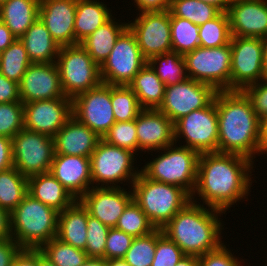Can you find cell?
<instances>
[{"label":"cell","instance_id":"cell-45","mask_svg":"<svg viewBox=\"0 0 267 266\" xmlns=\"http://www.w3.org/2000/svg\"><path fill=\"white\" fill-rule=\"evenodd\" d=\"M185 256L180 247L164 233L156 241L155 255L151 266H175Z\"/></svg>","mask_w":267,"mask_h":266},{"label":"cell","instance_id":"cell-41","mask_svg":"<svg viewBox=\"0 0 267 266\" xmlns=\"http://www.w3.org/2000/svg\"><path fill=\"white\" fill-rule=\"evenodd\" d=\"M115 228L133 237L145 236L156 229L134 200L127 205Z\"/></svg>","mask_w":267,"mask_h":266},{"label":"cell","instance_id":"cell-32","mask_svg":"<svg viewBox=\"0 0 267 266\" xmlns=\"http://www.w3.org/2000/svg\"><path fill=\"white\" fill-rule=\"evenodd\" d=\"M28 194V178L15 167L0 171V207L12 212Z\"/></svg>","mask_w":267,"mask_h":266},{"label":"cell","instance_id":"cell-20","mask_svg":"<svg viewBox=\"0 0 267 266\" xmlns=\"http://www.w3.org/2000/svg\"><path fill=\"white\" fill-rule=\"evenodd\" d=\"M226 12L232 36H267V0H232Z\"/></svg>","mask_w":267,"mask_h":266},{"label":"cell","instance_id":"cell-40","mask_svg":"<svg viewBox=\"0 0 267 266\" xmlns=\"http://www.w3.org/2000/svg\"><path fill=\"white\" fill-rule=\"evenodd\" d=\"M163 234L162 229H155L150 234L134 237L124 260L130 266H151L156 249V241Z\"/></svg>","mask_w":267,"mask_h":266},{"label":"cell","instance_id":"cell-50","mask_svg":"<svg viewBox=\"0 0 267 266\" xmlns=\"http://www.w3.org/2000/svg\"><path fill=\"white\" fill-rule=\"evenodd\" d=\"M22 248L12 239L0 240V266H12Z\"/></svg>","mask_w":267,"mask_h":266},{"label":"cell","instance_id":"cell-28","mask_svg":"<svg viewBox=\"0 0 267 266\" xmlns=\"http://www.w3.org/2000/svg\"><path fill=\"white\" fill-rule=\"evenodd\" d=\"M99 0H77L74 22L75 45L80 44L113 16L107 4Z\"/></svg>","mask_w":267,"mask_h":266},{"label":"cell","instance_id":"cell-24","mask_svg":"<svg viewBox=\"0 0 267 266\" xmlns=\"http://www.w3.org/2000/svg\"><path fill=\"white\" fill-rule=\"evenodd\" d=\"M53 139L55 154L90 158L102 138L72 116Z\"/></svg>","mask_w":267,"mask_h":266},{"label":"cell","instance_id":"cell-52","mask_svg":"<svg viewBox=\"0 0 267 266\" xmlns=\"http://www.w3.org/2000/svg\"><path fill=\"white\" fill-rule=\"evenodd\" d=\"M13 165L12 140L4 136H0V171L7 170Z\"/></svg>","mask_w":267,"mask_h":266},{"label":"cell","instance_id":"cell-17","mask_svg":"<svg viewBox=\"0 0 267 266\" xmlns=\"http://www.w3.org/2000/svg\"><path fill=\"white\" fill-rule=\"evenodd\" d=\"M23 105L24 128L50 137L73 116L71 98L36 100Z\"/></svg>","mask_w":267,"mask_h":266},{"label":"cell","instance_id":"cell-62","mask_svg":"<svg viewBox=\"0 0 267 266\" xmlns=\"http://www.w3.org/2000/svg\"><path fill=\"white\" fill-rule=\"evenodd\" d=\"M39 266H56L39 251Z\"/></svg>","mask_w":267,"mask_h":266},{"label":"cell","instance_id":"cell-15","mask_svg":"<svg viewBox=\"0 0 267 266\" xmlns=\"http://www.w3.org/2000/svg\"><path fill=\"white\" fill-rule=\"evenodd\" d=\"M72 114L103 138L116 122L111 104V85L101 83L98 87L75 96L72 99Z\"/></svg>","mask_w":267,"mask_h":266},{"label":"cell","instance_id":"cell-35","mask_svg":"<svg viewBox=\"0 0 267 266\" xmlns=\"http://www.w3.org/2000/svg\"><path fill=\"white\" fill-rule=\"evenodd\" d=\"M172 51L181 55L200 46L199 26L170 12Z\"/></svg>","mask_w":267,"mask_h":266},{"label":"cell","instance_id":"cell-54","mask_svg":"<svg viewBox=\"0 0 267 266\" xmlns=\"http://www.w3.org/2000/svg\"><path fill=\"white\" fill-rule=\"evenodd\" d=\"M12 238L10 212L0 207V240Z\"/></svg>","mask_w":267,"mask_h":266},{"label":"cell","instance_id":"cell-21","mask_svg":"<svg viewBox=\"0 0 267 266\" xmlns=\"http://www.w3.org/2000/svg\"><path fill=\"white\" fill-rule=\"evenodd\" d=\"M138 153H153L175 143L174 123L158 109H142L136 118Z\"/></svg>","mask_w":267,"mask_h":266},{"label":"cell","instance_id":"cell-29","mask_svg":"<svg viewBox=\"0 0 267 266\" xmlns=\"http://www.w3.org/2000/svg\"><path fill=\"white\" fill-rule=\"evenodd\" d=\"M116 21L113 15L80 43L99 67L109 56L119 36L128 28V23Z\"/></svg>","mask_w":267,"mask_h":266},{"label":"cell","instance_id":"cell-61","mask_svg":"<svg viewBox=\"0 0 267 266\" xmlns=\"http://www.w3.org/2000/svg\"><path fill=\"white\" fill-rule=\"evenodd\" d=\"M107 266H130L124 259H109Z\"/></svg>","mask_w":267,"mask_h":266},{"label":"cell","instance_id":"cell-23","mask_svg":"<svg viewBox=\"0 0 267 266\" xmlns=\"http://www.w3.org/2000/svg\"><path fill=\"white\" fill-rule=\"evenodd\" d=\"M49 172L76 200L92 187L89 157L55 154Z\"/></svg>","mask_w":267,"mask_h":266},{"label":"cell","instance_id":"cell-48","mask_svg":"<svg viewBox=\"0 0 267 266\" xmlns=\"http://www.w3.org/2000/svg\"><path fill=\"white\" fill-rule=\"evenodd\" d=\"M242 92L250 100L253 110L260 119L267 116V78L245 87Z\"/></svg>","mask_w":267,"mask_h":266},{"label":"cell","instance_id":"cell-49","mask_svg":"<svg viewBox=\"0 0 267 266\" xmlns=\"http://www.w3.org/2000/svg\"><path fill=\"white\" fill-rule=\"evenodd\" d=\"M21 102L19 83L0 73V103Z\"/></svg>","mask_w":267,"mask_h":266},{"label":"cell","instance_id":"cell-26","mask_svg":"<svg viewBox=\"0 0 267 266\" xmlns=\"http://www.w3.org/2000/svg\"><path fill=\"white\" fill-rule=\"evenodd\" d=\"M28 194L58 212L70 207L76 201L50 172L28 177Z\"/></svg>","mask_w":267,"mask_h":266},{"label":"cell","instance_id":"cell-27","mask_svg":"<svg viewBox=\"0 0 267 266\" xmlns=\"http://www.w3.org/2000/svg\"><path fill=\"white\" fill-rule=\"evenodd\" d=\"M32 63L56 62L60 46L38 17L20 38Z\"/></svg>","mask_w":267,"mask_h":266},{"label":"cell","instance_id":"cell-8","mask_svg":"<svg viewBox=\"0 0 267 266\" xmlns=\"http://www.w3.org/2000/svg\"><path fill=\"white\" fill-rule=\"evenodd\" d=\"M56 64L62 90L68 98L73 99L102 83L100 67L81 44L60 47Z\"/></svg>","mask_w":267,"mask_h":266},{"label":"cell","instance_id":"cell-22","mask_svg":"<svg viewBox=\"0 0 267 266\" xmlns=\"http://www.w3.org/2000/svg\"><path fill=\"white\" fill-rule=\"evenodd\" d=\"M77 0H40L39 18L60 46L75 45Z\"/></svg>","mask_w":267,"mask_h":266},{"label":"cell","instance_id":"cell-3","mask_svg":"<svg viewBox=\"0 0 267 266\" xmlns=\"http://www.w3.org/2000/svg\"><path fill=\"white\" fill-rule=\"evenodd\" d=\"M223 214L225 213L220 210L191 200L162 228V231L185 255L199 257L225 243L222 241L225 224L223 219L219 218Z\"/></svg>","mask_w":267,"mask_h":266},{"label":"cell","instance_id":"cell-39","mask_svg":"<svg viewBox=\"0 0 267 266\" xmlns=\"http://www.w3.org/2000/svg\"><path fill=\"white\" fill-rule=\"evenodd\" d=\"M111 104L116 122L135 120L142 110L137 96L126 85H111Z\"/></svg>","mask_w":267,"mask_h":266},{"label":"cell","instance_id":"cell-60","mask_svg":"<svg viewBox=\"0 0 267 266\" xmlns=\"http://www.w3.org/2000/svg\"><path fill=\"white\" fill-rule=\"evenodd\" d=\"M262 45H263L264 70L267 75V36L262 38Z\"/></svg>","mask_w":267,"mask_h":266},{"label":"cell","instance_id":"cell-2","mask_svg":"<svg viewBox=\"0 0 267 266\" xmlns=\"http://www.w3.org/2000/svg\"><path fill=\"white\" fill-rule=\"evenodd\" d=\"M219 153L237 154L255 162L260 156V118L242 91H217Z\"/></svg>","mask_w":267,"mask_h":266},{"label":"cell","instance_id":"cell-42","mask_svg":"<svg viewBox=\"0 0 267 266\" xmlns=\"http://www.w3.org/2000/svg\"><path fill=\"white\" fill-rule=\"evenodd\" d=\"M102 140L110 145L129 150L138 156L136 119L115 122L103 136Z\"/></svg>","mask_w":267,"mask_h":266},{"label":"cell","instance_id":"cell-38","mask_svg":"<svg viewBox=\"0 0 267 266\" xmlns=\"http://www.w3.org/2000/svg\"><path fill=\"white\" fill-rule=\"evenodd\" d=\"M230 24L227 12H221L217 17L199 26L200 47H220L230 43Z\"/></svg>","mask_w":267,"mask_h":266},{"label":"cell","instance_id":"cell-53","mask_svg":"<svg viewBox=\"0 0 267 266\" xmlns=\"http://www.w3.org/2000/svg\"><path fill=\"white\" fill-rule=\"evenodd\" d=\"M12 266H39V250L22 249L13 260Z\"/></svg>","mask_w":267,"mask_h":266},{"label":"cell","instance_id":"cell-46","mask_svg":"<svg viewBox=\"0 0 267 266\" xmlns=\"http://www.w3.org/2000/svg\"><path fill=\"white\" fill-rule=\"evenodd\" d=\"M133 239V236L115 227L110 228L106 239L105 259H123Z\"/></svg>","mask_w":267,"mask_h":266},{"label":"cell","instance_id":"cell-12","mask_svg":"<svg viewBox=\"0 0 267 266\" xmlns=\"http://www.w3.org/2000/svg\"><path fill=\"white\" fill-rule=\"evenodd\" d=\"M146 63L134 34L127 28L100 66L101 81L107 85L128 86Z\"/></svg>","mask_w":267,"mask_h":266},{"label":"cell","instance_id":"cell-19","mask_svg":"<svg viewBox=\"0 0 267 266\" xmlns=\"http://www.w3.org/2000/svg\"><path fill=\"white\" fill-rule=\"evenodd\" d=\"M21 102L68 98L60 82L56 62L31 63L19 83Z\"/></svg>","mask_w":267,"mask_h":266},{"label":"cell","instance_id":"cell-1","mask_svg":"<svg viewBox=\"0 0 267 266\" xmlns=\"http://www.w3.org/2000/svg\"><path fill=\"white\" fill-rule=\"evenodd\" d=\"M253 165V161L237 154L201 153L191 200L198 204H201L202 200V205L226 213L232 205L235 207L237 202L249 200L250 189L254 183L251 177Z\"/></svg>","mask_w":267,"mask_h":266},{"label":"cell","instance_id":"cell-51","mask_svg":"<svg viewBox=\"0 0 267 266\" xmlns=\"http://www.w3.org/2000/svg\"><path fill=\"white\" fill-rule=\"evenodd\" d=\"M133 3L139 14V12L169 11L171 0H134Z\"/></svg>","mask_w":267,"mask_h":266},{"label":"cell","instance_id":"cell-34","mask_svg":"<svg viewBox=\"0 0 267 266\" xmlns=\"http://www.w3.org/2000/svg\"><path fill=\"white\" fill-rule=\"evenodd\" d=\"M31 60L24 44L16 39L8 48L0 53V73L17 83L21 82Z\"/></svg>","mask_w":267,"mask_h":266},{"label":"cell","instance_id":"cell-47","mask_svg":"<svg viewBox=\"0 0 267 266\" xmlns=\"http://www.w3.org/2000/svg\"><path fill=\"white\" fill-rule=\"evenodd\" d=\"M239 258L236 255L234 256L231 249H228L223 243L216 250L199 256V266H244L242 264L246 262H244V259Z\"/></svg>","mask_w":267,"mask_h":266},{"label":"cell","instance_id":"cell-6","mask_svg":"<svg viewBox=\"0 0 267 266\" xmlns=\"http://www.w3.org/2000/svg\"><path fill=\"white\" fill-rule=\"evenodd\" d=\"M178 145L173 143L157 150L156 153L159 152L160 155H155L156 158L144 163L145 165L140 168L141 173L149 179L179 186L191 196L196 186L200 154Z\"/></svg>","mask_w":267,"mask_h":266},{"label":"cell","instance_id":"cell-59","mask_svg":"<svg viewBox=\"0 0 267 266\" xmlns=\"http://www.w3.org/2000/svg\"><path fill=\"white\" fill-rule=\"evenodd\" d=\"M80 266H107V260L105 258L88 257Z\"/></svg>","mask_w":267,"mask_h":266},{"label":"cell","instance_id":"cell-25","mask_svg":"<svg viewBox=\"0 0 267 266\" xmlns=\"http://www.w3.org/2000/svg\"><path fill=\"white\" fill-rule=\"evenodd\" d=\"M88 211L76 200L58 214L56 237L75 248L85 250L87 243Z\"/></svg>","mask_w":267,"mask_h":266},{"label":"cell","instance_id":"cell-33","mask_svg":"<svg viewBox=\"0 0 267 266\" xmlns=\"http://www.w3.org/2000/svg\"><path fill=\"white\" fill-rule=\"evenodd\" d=\"M165 86L183 82L188 78L183 55L170 51L147 60Z\"/></svg>","mask_w":267,"mask_h":266},{"label":"cell","instance_id":"cell-13","mask_svg":"<svg viewBox=\"0 0 267 266\" xmlns=\"http://www.w3.org/2000/svg\"><path fill=\"white\" fill-rule=\"evenodd\" d=\"M230 45V91H242L245 87L267 78L262 39L232 36Z\"/></svg>","mask_w":267,"mask_h":266},{"label":"cell","instance_id":"cell-44","mask_svg":"<svg viewBox=\"0 0 267 266\" xmlns=\"http://www.w3.org/2000/svg\"><path fill=\"white\" fill-rule=\"evenodd\" d=\"M110 227L89 215L87 218V243L85 252L88 257L105 258L106 239Z\"/></svg>","mask_w":267,"mask_h":266},{"label":"cell","instance_id":"cell-5","mask_svg":"<svg viewBox=\"0 0 267 266\" xmlns=\"http://www.w3.org/2000/svg\"><path fill=\"white\" fill-rule=\"evenodd\" d=\"M131 190L133 200L156 229H162L191 201V196L181 187L149 179L142 173L133 182Z\"/></svg>","mask_w":267,"mask_h":266},{"label":"cell","instance_id":"cell-31","mask_svg":"<svg viewBox=\"0 0 267 266\" xmlns=\"http://www.w3.org/2000/svg\"><path fill=\"white\" fill-rule=\"evenodd\" d=\"M128 87L137 96L142 109H158L162 104L165 84L148 63L135 75Z\"/></svg>","mask_w":267,"mask_h":266},{"label":"cell","instance_id":"cell-56","mask_svg":"<svg viewBox=\"0 0 267 266\" xmlns=\"http://www.w3.org/2000/svg\"><path fill=\"white\" fill-rule=\"evenodd\" d=\"M260 154L267 156V116L260 119Z\"/></svg>","mask_w":267,"mask_h":266},{"label":"cell","instance_id":"cell-37","mask_svg":"<svg viewBox=\"0 0 267 266\" xmlns=\"http://www.w3.org/2000/svg\"><path fill=\"white\" fill-rule=\"evenodd\" d=\"M38 250L56 266H80L88 258L84 250L64 243L57 237L43 244Z\"/></svg>","mask_w":267,"mask_h":266},{"label":"cell","instance_id":"cell-4","mask_svg":"<svg viewBox=\"0 0 267 266\" xmlns=\"http://www.w3.org/2000/svg\"><path fill=\"white\" fill-rule=\"evenodd\" d=\"M59 212L27 194L10 213L12 239L22 249H39L57 235Z\"/></svg>","mask_w":267,"mask_h":266},{"label":"cell","instance_id":"cell-63","mask_svg":"<svg viewBox=\"0 0 267 266\" xmlns=\"http://www.w3.org/2000/svg\"><path fill=\"white\" fill-rule=\"evenodd\" d=\"M7 1H9V0H0V6H1L3 3L7 2Z\"/></svg>","mask_w":267,"mask_h":266},{"label":"cell","instance_id":"cell-55","mask_svg":"<svg viewBox=\"0 0 267 266\" xmlns=\"http://www.w3.org/2000/svg\"><path fill=\"white\" fill-rule=\"evenodd\" d=\"M17 38L0 20V53L8 48Z\"/></svg>","mask_w":267,"mask_h":266},{"label":"cell","instance_id":"cell-18","mask_svg":"<svg viewBox=\"0 0 267 266\" xmlns=\"http://www.w3.org/2000/svg\"><path fill=\"white\" fill-rule=\"evenodd\" d=\"M125 188L126 186L91 187L79 201L89 215L114 228L127 205L133 200L132 190L129 187Z\"/></svg>","mask_w":267,"mask_h":266},{"label":"cell","instance_id":"cell-36","mask_svg":"<svg viewBox=\"0 0 267 266\" xmlns=\"http://www.w3.org/2000/svg\"><path fill=\"white\" fill-rule=\"evenodd\" d=\"M169 11L174 16L187 19L198 26L222 12L216 6L198 0H171Z\"/></svg>","mask_w":267,"mask_h":266},{"label":"cell","instance_id":"cell-57","mask_svg":"<svg viewBox=\"0 0 267 266\" xmlns=\"http://www.w3.org/2000/svg\"><path fill=\"white\" fill-rule=\"evenodd\" d=\"M175 266H199V257L193 255L183 256Z\"/></svg>","mask_w":267,"mask_h":266},{"label":"cell","instance_id":"cell-43","mask_svg":"<svg viewBox=\"0 0 267 266\" xmlns=\"http://www.w3.org/2000/svg\"><path fill=\"white\" fill-rule=\"evenodd\" d=\"M24 128L22 102L0 103V136L13 138Z\"/></svg>","mask_w":267,"mask_h":266},{"label":"cell","instance_id":"cell-11","mask_svg":"<svg viewBox=\"0 0 267 266\" xmlns=\"http://www.w3.org/2000/svg\"><path fill=\"white\" fill-rule=\"evenodd\" d=\"M13 165L25 177L49 172L55 155L54 139L23 128L12 139Z\"/></svg>","mask_w":267,"mask_h":266},{"label":"cell","instance_id":"cell-16","mask_svg":"<svg viewBox=\"0 0 267 266\" xmlns=\"http://www.w3.org/2000/svg\"><path fill=\"white\" fill-rule=\"evenodd\" d=\"M128 28L147 60L172 51L170 11L139 13L133 21L128 22Z\"/></svg>","mask_w":267,"mask_h":266},{"label":"cell","instance_id":"cell-7","mask_svg":"<svg viewBox=\"0 0 267 266\" xmlns=\"http://www.w3.org/2000/svg\"><path fill=\"white\" fill-rule=\"evenodd\" d=\"M135 155L101 139L90 157L92 187H121L123 182V186L131 187L141 173L134 166L135 161L138 163Z\"/></svg>","mask_w":267,"mask_h":266},{"label":"cell","instance_id":"cell-9","mask_svg":"<svg viewBox=\"0 0 267 266\" xmlns=\"http://www.w3.org/2000/svg\"><path fill=\"white\" fill-rule=\"evenodd\" d=\"M188 78L212 86L216 91H230L231 45L197 47L183 55Z\"/></svg>","mask_w":267,"mask_h":266},{"label":"cell","instance_id":"cell-58","mask_svg":"<svg viewBox=\"0 0 267 266\" xmlns=\"http://www.w3.org/2000/svg\"><path fill=\"white\" fill-rule=\"evenodd\" d=\"M203 1L205 3L212 4L219 8L222 12H226L232 0H198Z\"/></svg>","mask_w":267,"mask_h":266},{"label":"cell","instance_id":"cell-14","mask_svg":"<svg viewBox=\"0 0 267 266\" xmlns=\"http://www.w3.org/2000/svg\"><path fill=\"white\" fill-rule=\"evenodd\" d=\"M216 92L208 84L187 78L181 83L165 86L164 98L158 110L175 123L190 112L208 106Z\"/></svg>","mask_w":267,"mask_h":266},{"label":"cell","instance_id":"cell-10","mask_svg":"<svg viewBox=\"0 0 267 266\" xmlns=\"http://www.w3.org/2000/svg\"><path fill=\"white\" fill-rule=\"evenodd\" d=\"M175 143L181 139L188 147L201 153L217 152L218 116L214 100L205 108L194 110L174 123Z\"/></svg>","mask_w":267,"mask_h":266},{"label":"cell","instance_id":"cell-30","mask_svg":"<svg viewBox=\"0 0 267 266\" xmlns=\"http://www.w3.org/2000/svg\"><path fill=\"white\" fill-rule=\"evenodd\" d=\"M40 0H9L0 6V20L20 39L39 17Z\"/></svg>","mask_w":267,"mask_h":266}]
</instances>
